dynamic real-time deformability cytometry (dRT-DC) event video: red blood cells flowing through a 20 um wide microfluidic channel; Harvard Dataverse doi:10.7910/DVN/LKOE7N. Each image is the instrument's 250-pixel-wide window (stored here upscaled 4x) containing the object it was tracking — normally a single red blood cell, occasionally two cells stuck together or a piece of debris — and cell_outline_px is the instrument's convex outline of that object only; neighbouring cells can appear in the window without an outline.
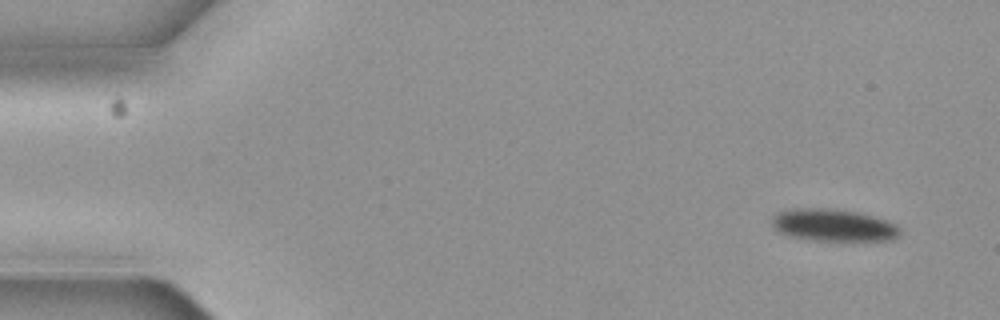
{"species": "common noctule bat (a hibernating species)", "species_latin": "Nyctalus noctula", "temperature_condition": "cold", "stored_images_in_passage": 5, "camera_frame_rate_fps": 3000, "um_per_image_px": 0.085, "animal": {"sex": "female", "body_mass_g": 19.3, "forearm_length_mm": 54.1}, "frame": {"image": 1, "passage_image": 1, "time_ms": 0.0, "image_size_px": [1000, 320], "cell_outline_px": [[900, 232], [892, 240], [816, 240], [788, 236], [780, 232], [772, 224], [772, 216], [776, 212], [792, 208], [828, 208], [860, 212], [888, 220], [896, 224], [900, 228]], "centroid_in_image_um": [70.83, 19.12], "position_along_channel_um": 14.2, "area_um2": 24.1}}